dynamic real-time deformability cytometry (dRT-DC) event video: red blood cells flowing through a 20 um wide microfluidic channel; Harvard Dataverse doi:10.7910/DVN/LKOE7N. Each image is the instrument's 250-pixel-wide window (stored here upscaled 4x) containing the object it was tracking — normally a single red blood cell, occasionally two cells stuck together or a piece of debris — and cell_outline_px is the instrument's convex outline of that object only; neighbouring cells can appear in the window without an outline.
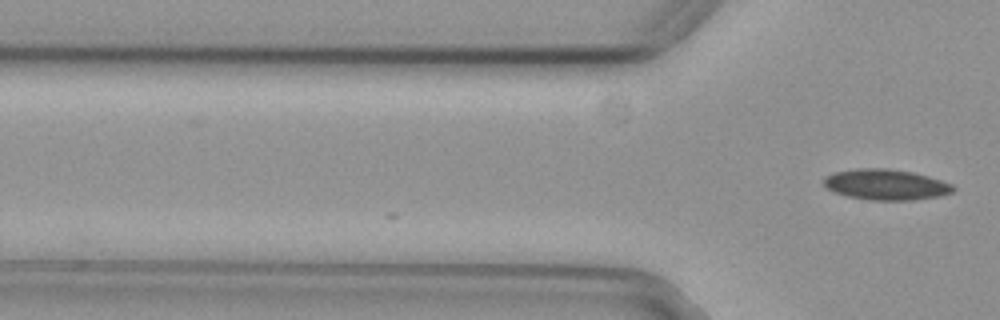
{"species": "common noctule bat (a hibernating species)", "species_latin": "Nyctalus noctula", "temperature_condition": "cold", "stored_images_in_passage": 2, "camera_frame_rate_fps": 3000, "um_per_image_px": 0.085, "animal": {"sex": "female", "body_mass_g": 29.2, "forearm_length_mm": 56.3}, "frame": {"image": 1, "passage_image": 2, "time_ms": 0.333, "image_size_px": [1000, 320], "cell_outline_px": [[956, 188], [952, 192], [940, 196], [912, 200], [872, 200], [848, 196], [832, 192], [824, 188], [824, 176], [832, 172], [856, 168], [888, 168], [912, 172], [928, 176], [952, 184]], "centroid_in_image_um": [75.25, 15.68], "position_along_channel_um": 50.5, "area_um2": 23.35}}